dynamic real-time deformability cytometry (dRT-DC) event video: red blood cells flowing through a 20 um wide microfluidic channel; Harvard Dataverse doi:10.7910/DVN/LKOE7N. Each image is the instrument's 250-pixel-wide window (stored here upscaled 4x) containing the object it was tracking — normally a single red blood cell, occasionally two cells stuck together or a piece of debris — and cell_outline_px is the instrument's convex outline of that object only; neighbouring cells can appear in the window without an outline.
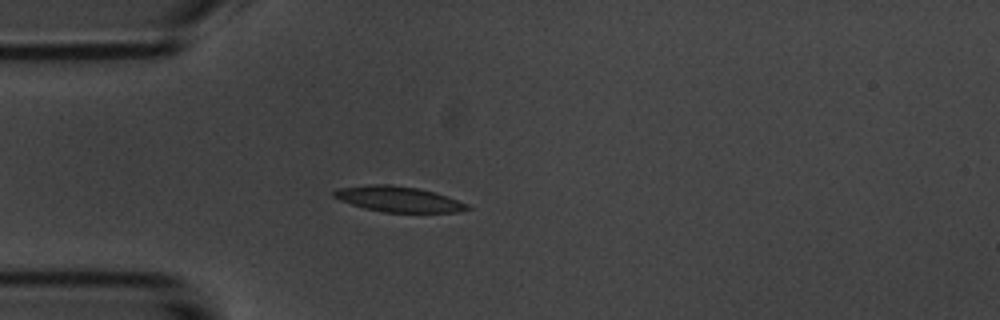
{"species": "common noctule bat (a hibernating species)", "species_latin": "Nyctalus noctula", "temperature_condition": "room temperature", "stored_images_in_passage": 4, "camera_frame_rate_fps": 3000, "um_per_image_px": 0.085, "animal": {"sex": "male", "body_mass_g": 20.1, "forearm_length_mm": 53.5}, "frame": {"image": 1, "passage_image": 4, "time_ms": 4.333, "image_size_px": [1000, 320], "cell_outline_px": [[472, 208], [460, 212], [384, 212], [364, 208], [340, 200], [332, 196], [332, 192], [336, 188], [368, 184], [392, 184], [416, 188], [436, 192], [468, 204]], "centroid_in_image_um": [33.85, 16.91], "position_along_channel_um": 51.2, "area_um2": 19.94}}